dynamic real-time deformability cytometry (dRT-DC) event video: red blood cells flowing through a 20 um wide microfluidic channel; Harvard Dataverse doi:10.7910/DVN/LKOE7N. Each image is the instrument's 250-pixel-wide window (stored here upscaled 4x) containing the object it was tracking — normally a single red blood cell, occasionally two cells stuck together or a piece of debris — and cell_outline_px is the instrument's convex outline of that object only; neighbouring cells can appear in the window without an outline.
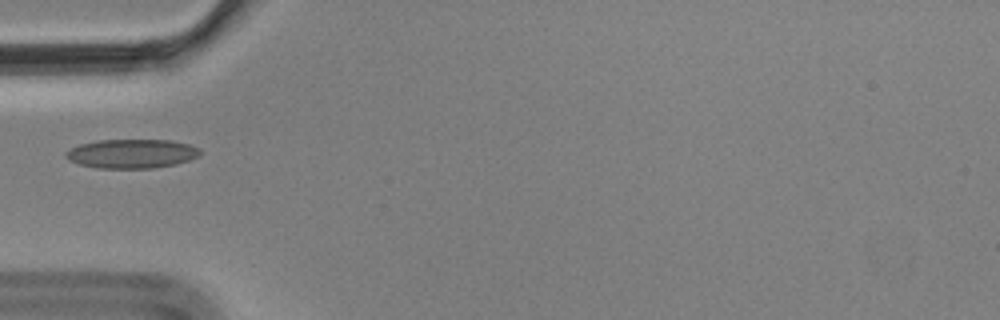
{"species": "Egyptian fruit bat (a non-hibernating species)", "species_latin": "Rousettus aegyptiacus", "temperature_condition": "cold", "stored_images_in_passage": 3, "camera_frame_rate_fps": 3000, "um_per_image_px": 0.085, "animal": {"sex": "male"}, "frame": {"image": 1, "passage_image": 1, "time_ms": 0.0, "image_size_px": [1000, 320], "cell_outline_px": [[204, 152], [200, 156], [176, 164], [152, 168], [96, 168], [80, 164], [68, 160], [64, 156], [64, 152], [80, 144], [96, 140], [172, 140], [188, 144], [200, 148]], "centroid_in_image_um": [11.22, 13.06], "position_along_channel_um": 73.8, "area_um2": 22.95}}
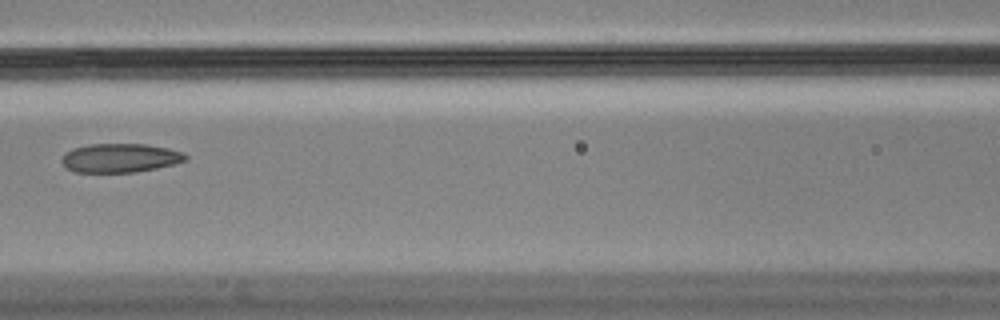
{"frame": {"image": 2, "passage_image": 3, "time_ms": 0.667, "image_size_px": [1000, 320], "cell_outline_px": [[188, 160], [176, 164], [136, 172], [76, 172], [68, 168], [60, 160], [64, 152], [72, 148], [88, 144], [148, 144], [168, 148], [184, 152], [188, 156]], "centroid_in_image_um": [10.24, 13.42], "position_along_channel_um": 156.4, "area_um2": 21.1}}